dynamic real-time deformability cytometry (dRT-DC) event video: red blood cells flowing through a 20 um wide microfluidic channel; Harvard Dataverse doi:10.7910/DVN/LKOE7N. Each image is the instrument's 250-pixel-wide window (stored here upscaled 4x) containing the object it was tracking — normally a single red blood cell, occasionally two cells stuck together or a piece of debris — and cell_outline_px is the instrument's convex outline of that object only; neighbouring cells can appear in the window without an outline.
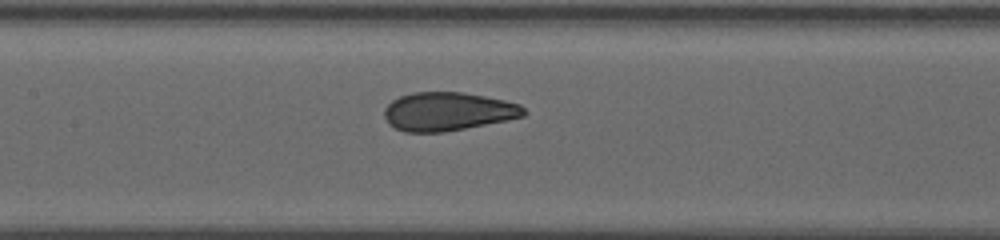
{"species": "human", "species_latin": "Homo sapiens", "temperature_condition": "warm", "stored_images_in_passage": 18, "camera_frame_rate_fps": 3000, "um_per_image_px": 0.085, "donor": {"sex": "female"}, "frame": {"image": 1, "passage_image": 16, "time_ms": 9.0, "image_size_px": [1000, 240], "cell_outline_px": [[528, 112], [524, 116], [444, 132], [404, 132], [388, 124], [384, 116], [384, 108], [392, 100], [400, 96], [412, 92], [460, 92], [484, 96], [504, 100], [520, 104]], "centroid_in_image_um": [38.03, 9.47], "position_along_channel_um": 169.4, "area_um2": 31.15}}
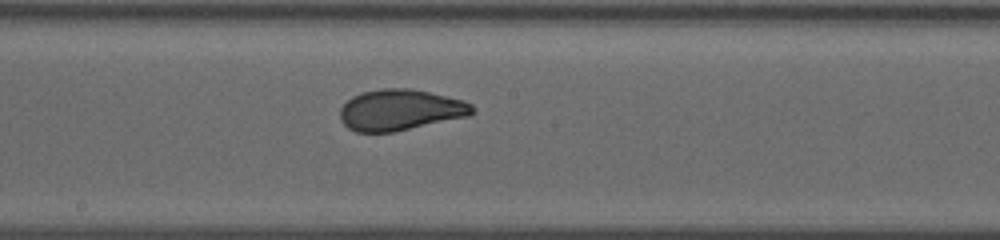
{"frame": {"image": 2, "passage_image": 18, "time_ms": 10.333, "image_size_px": [1000, 240], "cell_outline_px": [[476, 112], [468, 116], [392, 132], [356, 132], [348, 128], [340, 120], [340, 108], [352, 96], [364, 92], [384, 88], [408, 88], [428, 92], [464, 100], [472, 104], [476, 108]], "centroid_in_image_um": [34.03, 9.34], "position_along_channel_um": 214.2, "area_um2": 31.5}}